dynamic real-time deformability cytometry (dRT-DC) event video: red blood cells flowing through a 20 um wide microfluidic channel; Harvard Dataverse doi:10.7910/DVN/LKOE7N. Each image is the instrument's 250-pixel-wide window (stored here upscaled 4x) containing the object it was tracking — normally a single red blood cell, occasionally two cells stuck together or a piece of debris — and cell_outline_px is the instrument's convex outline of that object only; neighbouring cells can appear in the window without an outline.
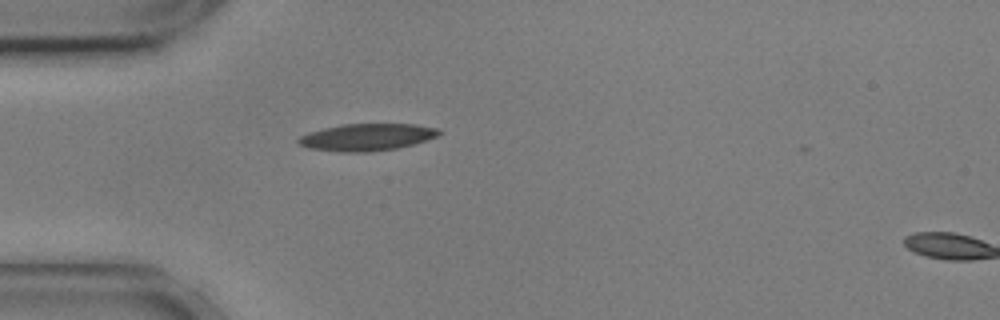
{"species": "common noctule bat (a hibernating species)", "species_latin": "Nyctalus noctula", "temperature_condition": "cold", "stored_images_in_passage": 32, "camera_frame_rate_fps": 3000, "um_per_image_px": 0.085, "animal": {"sex": "male", "body_mass_g": 17.9, "forearm_length_mm": 54.2}, "frame": {"image": 1, "passage_image": 3, "time_ms": 0.667, "image_size_px": [1000, 320], "cell_outline_px": [[440, 132], [436, 136], [428, 140], [396, 148], [368, 152], [340, 152], [308, 148], [300, 144], [296, 140], [300, 136], [308, 132], [324, 128], [344, 124], [412, 124], [436, 128]], "centroid_in_image_um": [31.14, 11.66], "position_along_channel_um": 53.9, "area_um2": 21.96}, "authors_computed_cell_mechanics": {"area_um2": 21.097, "velocity_mm_per_s": 3.6088, "shape_relaxation_time_tau1_ms": 5.7806, "shape_relaxation_time_tau2_ms": 3.3201, "deformation_change_tau1": 0.1971, "deformation_change_tau2": 0.1287}}